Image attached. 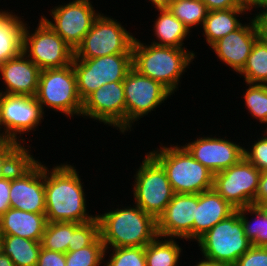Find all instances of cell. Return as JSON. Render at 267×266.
<instances>
[{
    "label": "cell",
    "mask_w": 267,
    "mask_h": 266,
    "mask_svg": "<svg viewBox=\"0 0 267 266\" xmlns=\"http://www.w3.org/2000/svg\"><path fill=\"white\" fill-rule=\"evenodd\" d=\"M44 164V187L47 222L86 223L96 218L87 210L83 179L74 164ZM50 167V168H48ZM88 211V212H87Z\"/></svg>",
    "instance_id": "6da1fadb"
},
{
    "label": "cell",
    "mask_w": 267,
    "mask_h": 266,
    "mask_svg": "<svg viewBox=\"0 0 267 266\" xmlns=\"http://www.w3.org/2000/svg\"><path fill=\"white\" fill-rule=\"evenodd\" d=\"M117 205L98 213L99 234L104 244V255L110 248L145 247L157 236V220L136 204ZM108 250V251H107Z\"/></svg>",
    "instance_id": "7a4b0ae2"
},
{
    "label": "cell",
    "mask_w": 267,
    "mask_h": 266,
    "mask_svg": "<svg viewBox=\"0 0 267 266\" xmlns=\"http://www.w3.org/2000/svg\"><path fill=\"white\" fill-rule=\"evenodd\" d=\"M143 42L138 38L133 42V69L143 76L160 82L174 94L181 87L182 75L193 63L197 52L187 48L157 46Z\"/></svg>",
    "instance_id": "3957f363"
},
{
    "label": "cell",
    "mask_w": 267,
    "mask_h": 266,
    "mask_svg": "<svg viewBox=\"0 0 267 266\" xmlns=\"http://www.w3.org/2000/svg\"><path fill=\"white\" fill-rule=\"evenodd\" d=\"M149 153L162 165L174 193L200 194L213 189L214 174L203 166L183 145H163Z\"/></svg>",
    "instance_id": "277c9868"
},
{
    "label": "cell",
    "mask_w": 267,
    "mask_h": 266,
    "mask_svg": "<svg viewBox=\"0 0 267 266\" xmlns=\"http://www.w3.org/2000/svg\"><path fill=\"white\" fill-rule=\"evenodd\" d=\"M36 100L44 109L63 113L64 116L80 117L82 104L78 90L77 79L72 64L40 71Z\"/></svg>",
    "instance_id": "5b68a950"
},
{
    "label": "cell",
    "mask_w": 267,
    "mask_h": 266,
    "mask_svg": "<svg viewBox=\"0 0 267 266\" xmlns=\"http://www.w3.org/2000/svg\"><path fill=\"white\" fill-rule=\"evenodd\" d=\"M202 258L233 266L251 247L239 212L236 211L214 225L197 241Z\"/></svg>",
    "instance_id": "8992f818"
},
{
    "label": "cell",
    "mask_w": 267,
    "mask_h": 266,
    "mask_svg": "<svg viewBox=\"0 0 267 266\" xmlns=\"http://www.w3.org/2000/svg\"><path fill=\"white\" fill-rule=\"evenodd\" d=\"M132 178L134 204L157 220L175 194L165 169L147 152Z\"/></svg>",
    "instance_id": "52a82bcc"
},
{
    "label": "cell",
    "mask_w": 267,
    "mask_h": 266,
    "mask_svg": "<svg viewBox=\"0 0 267 266\" xmlns=\"http://www.w3.org/2000/svg\"><path fill=\"white\" fill-rule=\"evenodd\" d=\"M135 40L117 19L100 12L90 31L74 51L77 59H91L113 54H132Z\"/></svg>",
    "instance_id": "ba28073f"
},
{
    "label": "cell",
    "mask_w": 267,
    "mask_h": 266,
    "mask_svg": "<svg viewBox=\"0 0 267 266\" xmlns=\"http://www.w3.org/2000/svg\"><path fill=\"white\" fill-rule=\"evenodd\" d=\"M26 22L22 52L41 71L72 64L74 50L41 17L35 30H30L31 27Z\"/></svg>",
    "instance_id": "9c48e42d"
},
{
    "label": "cell",
    "mask_w": 267,
    "mask_h": 266,
    "mask_svg": "<svg viewBox=\"0 0 267 266\" xmlns=\"http://www.w3.org/2000/svg\"><path fill=\"white\" fill-rule=\"evenodd\" d=\"M45 115L35 96L0 94L2 135L5 139L25 144L30 151L32 146H27V138L22 135H31L30 132L36 131Z\"/></svg>",
    "instance_id": "30bf717a"
},
{
    "label": "cell",
    "mask_w": 267,
    "mask_h": 266,
    "mask_svg": "<svg viewBox=\"0 0 267 266\" xmlns=\"http://www.w3.org/2000/svg\"><path fill=\"white\" fill-rule=\"evenodd\" d=\"M78 94L83 101L106 83L124 81L133 68L132 54H113L91 59L73 58Z\"/></svg>",
    "instance_id": "8fae6325"
},
{
    "label": "cell",
    "mask_w": 267,
    "mask_h": 266,
    "mask_svg": "<svg viewBox=\"0 0 267 266\" xmlns=\"http://www.w3.org/2000/svg\"><path fill=\"white\" fill-rule=\"evenodd\" d=\"M30 154L12 173L11 208L45 213L44 163Z\"/></svg>",
    "instance_id": "7c38bea8"
},
{
    "label": "cell",
    "mask_w": 267,
    "mask_h": 266,
    "mask_svg": "<svg viewBox=\"0 0 267 266\" xmlns=\"http://www.w3.org/2000/svg\"><path fill=\"white\" fill-rule=\"evenodd\" d=\"M126 101V133L135 122L156 111L173 94L160 82L131 69L123 81ZM149 114V115H148ZM130 130V131H129Z\"/></svg>",
    "instance_id": "4fadbf2b"
},
{
    "label": "cell",
    "mask_w": 267,
    "mask_h": 266,
    "mask_svg": "<svg viewBox=\"0 0 267 266\" xmlns=\"http://www.w3.org/2000/svg\"><path fill=\"white\" fill-rule=\"evenodd\" d=\"M92 4L91 0H72L52 7L51 18L40 17L75 51L100 14Z\"/></svg>",
    "instance_id": "5bb4252c"
},
{
    "label": "cell",
    "mask_w": 267,
    "mask_h": 266,
    "mask_svg": "<svg viewBox=\"0 0 267 266\" xmlns=\"http://www.w3.org/2000/svg\"><path fill=\"white\" fill-rule=\"evenodd\" d=\"M260 175L243 156L233 166L214 174L213 189L236 209L255 206Z\"/></svg>",
    "instance_id": "9a60e30c"
},
{
    "label": "cell",
    "mask_w": 267,
    "mask_h": 266,
    "mask_svg": "<svg viewBox=\"0 0 267 266\" xmlns=\"http://www.w3.org/2000/svg\"><path fill=\"white\" fill-rule=\"evenodd\" d=\"M81 116L126 132V101L123 81L106 83L89 94L82 104Z\"/></svg>",
    "instance_id": "2e32d148"
},
{
    "label": "cell",
    "mask_w": 267,
    "mask_h": 266,
    "mask_svg": "<svg viewBox=\"0 0 267 266\" xmlns=\"http://www.w3.org/2000/svg\"><path fill=\"white\" fill-rule=\"evenodd\" d=\"M226 137L198 135L195 140L188 141L183 146L195 160L216 174L233 166L243 157L242 143H236L233 139L231 141Z\"/></svg>",
    "instance_id": "e0dca14e"
},
{
    "label": "cell",
    "mask_w": 267,
    "mask_h": 266,
    "mask_svg": "<svg viewBox=\"0 0 267 266\" xmlns=\"http://www.w3.org/2000/svg\"><path fill=\"white\" fill-rule=\"evenodd\" d=\"M197 204L198 194L175 193L157 219L158 236L193 242V224Z\"/></svg>",
    "instance_id": "ac0fdd59"
},
{
    "label": "cell",
    "mask_w": 267,
    "mask_h": 266,
    "mask_svg": "<svg viewBox=\"0 0 267 266\" xmlns=\"http://www.w3.org/2000/svg\"><path fill=\"white\" fill-rule=\"evenodd\" d=\"M246 18L249 23L244 22L237 30L220 38L210 46L217 59L237 75L242 71L255 41L259 38L254 18Z\"/></svg>",
    "instance_id": "d6986e66"
},
{
    "label": "cell",
    "mask_w": 267,
    "mask_h": 266,
    "mask_svg": "<svg viewBox=\"0 0 267 266\" xmlns=\"http://www.w3.org/2000/svg\"><path fill=\"white\" fill-rule=\"evenodd\" d=\"M40 68L23 52L0 65V79L5 85L0 94L35 96Z\"/></svg>",
    "instance_id": "ffe728a7"
},
{
    "label": "cell",
    "mask_w": 267,
    "mask_h": 266,
    "mask_svg": "<svg viewBox=\"0 0 267 266\" xmlns=\"http://www.w3.org/2000/svg\"><path fill=\"white\" fill-rule=\"evenodd\" d=\"M235 211L236 208L214 189L198 194L196 218H194L193 224V242L197 241L214 225L226 219Z\"/></svg>",
    "instance_id": "44dd1931"
},
{
    "label": "cell",
    "mask_w": 267,
    "mask_h": 266,
    "mask_svg": "<svg viewBox=\"0 0 267 266\" xmlns=\"http://www.w3.org/2000/svg\"><path fill=\"white\" fill-rule=\"evenodd\" d=\"M47 224L45 213H30L9 208L0 217V233L41 241Z\"/></svg>",
    "instance_id": "7402d4cb"
},
{
    "label": "cell",
    "mask_w": 267,
    "mask_h": 266,
    "mask_svg": "<svg viewBox=\"0 0 267 266\" xmlns=\"http://www.w3.org/2000/svg\"><path fill=\"white\" fill-rule=\"evenodd\" d=\"M251 7H236L227 10L208 11L207 17L202 25V35L206 40L207 46H211L220 38L237 30L242 24L244 14H251ZM241 21V22H240Z\"/></svg>",
    "instance_id": "603a6c76"
},
{
    "label": "cell",
    "mask_w": 267,
    "mask_h": 266,
    "mask_svg": "<svg viewBox=\"0 0 267 266\" xmlns=\"http://www.w3.org/2000/svg\"><path fill=\"white\" fill-rule=\"evenodd\" d=\"M159 14L153 24L151 44L174 48H186L184 41L190 36V31L179 21L168 8L155 9Z\"/></svg>",
    "instance_id": "cb8c5ba5"
},
{
    "label": "cell",
    "mask_w": 267,
    "mask_h": 266,
    "mask_svg": "<svg viewBox=\"0 0 267 266\" xmlns=\"http://www.w3.org/2000/svg\"><path fill=\"white\" fill-rule=\"evenodd\" d=\"M21 17L13 12L0 25V65L22 52L25 20Z\"/></svg>",
    "instance_id": "d4e9b609"
},
{
    "label": "cell",
    "mask_w": 267,
    "mask_h": 266,
    "mask_svg": "<svg viewBox=\"0 0 267 266\" xmlns=\"http://www.w3.org/2000/svg\"><path fill=\"white\" fill-rule=\"evenodd\" d=\"M41 242L15 235H2V253L14 262L15 266H37Z\"/></svg>",
    "instance_id": "484cf974"
},
{
    "label": "cell",
    "mask_w": 267,
    "mask_h": 266,
    "mask_svg": "<svg viewBox=\"0 0 267 266\" xmlns=\"http://www.w3.org/2000/svg\"><path fill=\"white\" fill-rule=\"evenodd\" d=\"M177 242L176 238L157 236L145 246L146 266H179L183 249Z\"/></svg>",
    "instance_id": "4316f807"
},
{
    "label": "cell",
    "mask_w": 267,
    "mask_h": 266,
    "mask_svg": "<svg viewBox=\"0 0 267 266\" xmlns=\"http://www.w3.org/2000/svg\"><path fill=\"white\" fill-rule=\"evenodd\" d=\"M237 210L243 223L245 235L251 241L252 246L267 247L266 212L261 207L254 205L238 208Z\"/></svg>",
    "instance_id": "83f0119b"
},
{
    "label": "cell",
    "mask_w": 267,
    "mask_h": 266,
    "mask_svg": "<svg viewBox=\"0 0 267 266\" xmlns=\"http://www.w3.org/2000/svg\"><path fill=\"white\" fill-rule=\"evenodd\" d=\"M245 83L267 84V43L258 38L239 73Z\"/></svg>",
    "instance_id": "f1b7e54d"
},
{
    "label": "cell",
    "mask_w": 267,
    "mask_h": 266,
    "mask_svg": "<svg viewBox=\"0 0 267 266\" xmlns=\"http://www.w3.org/2000/svg\"><path fill=\"white\" fill-rule=\"evenodd\" d=\"M76 222H47L41 239V247L59 253H67L73 231L79 226Z\"/></svg>",
    "instance_id": "f546056e"
},
{
    "label": "cell",
    "mask_w": 267,
    "mask_h": 266,
    "mask_svg": "<svg viewBox=\"0 0 267 266\" xmlns=\"http://www.w3.org/2000/svg\"><path fill=\"white\" fill-rule=\"evenodd\" d=\"M169 11L184 26L192 32V28L202 27L208 13L206 5L201 0H173L168 7Z\"/></svg>",
    "instance_id": "4dcf8cb0"
},
{
    "label": "cell",
    "mask_w": 267,
    "mask_h": 266,
    "mask_svg": "<svg viewBox=\"0 0 267 266\" xmlns=\"http://www.w3.org/2000/svg\"><path fill=\"white\" fill-rule=\"evenodd\" d=\"M246 86L243 99L247 112L267 129V84L246 83Z\"/></svg>",
    "instance_id": "1f68e13d"
},
{
    "label": "cell",
    "mask_w": 267,
    "mask_h": 266,
    "mask_svg": "<svg viewBox=\"0 0 267 266\" xmlns=\"http://www.w3.org/2000/svg\"><path fill=\"white\" fill-rule=\"evenodd\" d=\"M21 143L5 139L0 144V179L10 175L30 154Z\"/></svg>",
    "instance_id": "d6a6232c"
},
{
    "label": "cell",
    "mask_w": 267,
    "mask_h": 266,
    "mask_svg": "<svg viewBox=\"0 0 267 266\" xmlns=\"http://www.w3.org/2000/svg\"><path fill=\"white\" fill-rule=\"evenodd\" d=\"M104 244L99 236L91 245L65 253L66 266H103Z\"/></svg>",
    "instance_id": "836d02e7"
},
{
    "label": "cell",
    "mask_w": 267,
    "mask_h": 266,
    "mask_svg": "<svg viewBox=\"0 0 267 266\" xmlns=\"http://www.w3.org/2000/svg\"><path fill=\"white\" fill-rule=\"evenodd\" d=\"M113 250V251H112ZM103 266H146L145 247L111 248Z\"/></svg>",
    "instance_id": "e575fe53"
},
{
    "label": "cell",
    "mask_w": 267,
    "mask_h": 266,
    "mask_svg": "<svg viewBox=\"0 0 267 266\" xmlns=\"http://www.w3.org/2000/svg\"><path fill=\"white\" fill-rule=\"evenodd\" d=\"M99 236V221L97 217L89 222L81 223L72 233V240L68 245V251H76L89 246Z\"/></svg>",
    "instance_id": "d590c367"
},
{
    "label": "cell",
    "mask_w": 267,
    "mask_h": 266,
    "mask_svg": "<svg viewBox=\"0 0 267 266\" xmlns=\"http://www.w3.org/2000/svg\"><path fill=\"white\" fill-rule=\"evenodd\" d=\"M263 132L248 148H243V156L260 172H267V129L263 128Z\"/></svg>",
    "instance_id": "8d00e7d4"
},
{
    "label": "cell",
    "mask_w": 267,
    "mask_h": 266,
    "mask_svg": "<svg viewBox=\"0 0 267 266\" xmlns=\"http://www.w3.org/2000/svg\"><path fill=\"white\" fill-rule=\"evenodd\" d=\"M233 266H267V247L252 246Z\"/></svg>",
    "instance_id": "74e56055"
},
{
    "label": "cell",
    "mask_w": 267,
    "mask_h": 266,
    "mask_svg": "<svg viewBox=\"0 0 267 266\" xmlns=\"http://www.w3.org/2000/svg\"><path fill=\"white\" fill-rule=\"evenodd\" d=\"M37 266H66L65 253L41 248Z\"/></svg>",
    "instance_id": "f35d334b"
},
{
    "label": "cell",
    "mask_w": 267,
    "mask_h": 266,
    "mask_svg": "<svg viewBox=\"0 0 267 266\" xmlns=\"http://www.w3.org/2000/svg\"><path fill=\"white\" fill-rule=\"evenodd\" d=\"M208 11L227 10L236 7H251L250 0H201Z\"/></svg>",
    "instance_id": "ab89813d"
},
{
    "label": "cell",
    "mask_w": 267,
    "mask_h": 266,
    "mask_svg": "<svg viewBox=\"0 0 267 266\" xmlns=\"http://www.w3.org/2000/svg\"><path fill=\"white\" fill-rule=\"evenodd\" d=\"M11 174L0 179V217L11 208L10 204Z\"/></svg>",
    "instance_id": "60d3db41"
},
{
    "label": "cell",
    "mask_w": 267,
    "mask_h": 266,
    "mask_svg": "<svg viewBox=\"0 0 267 266\" xmlns=\"http://www.w3.org/2000/svg\"><path fill=\"white\" fill-rule=\"evenodd\" d=\"M264 203H267V172H261L255 195V206L261 207Z\"/></svg>",
    "instance_id": "b9f144b4"
},
{
    "label": "cell",
    "mask_w": 267,
    "mask_h": 266,
    "mask_svg": "<svg viewBox=\"0 0 267 266\" xmlns=\"http://www.w3.org/2000/svg\"><path fill=\"white\" fill-rule=\"evenodd\" d=\"M256 13L251 15H253L252 17L255 20L259 38L267 43V11H259Z\"/></svg>",
    "instance_id": "7bdbcfd3"
},
{
    "label": "cell",
    "mask_w": 267,
    "mask_h": 266,
    "mask_svg": "<svg viewBox=\"0 0 267 266\" xmlns=\"http://www.w3.org/2000/svg\"><path fill=\"white\" fill-rule=\"evenodd\" d=\"M250 4L251 10L255 9V11H267V0H250Z\"/></svg>",
    "instance_id": "ee69618b"
},
{
    "label": "cell",
    "mask_w": 267,
    "mask_h": 266,
    "mask_svg": "<svg viewBox=\"0 0 267 266\" xmlns=\"http://www.w3.org/2000/svg\"><path fill=\"white\" fill-rule=\"evenodd\" d=\"M173 0H149L155 9H165L168 8Z\"/></svg>",
    "instance_id": "f6af8a7d"
},
{
    "label": "cell",
    "mask_w": 267,
    "mask_h": 266,
    "mask_svg": "<svg viewBox=\"0 0 267 266\" xmlns=\"http://www.w3.org/2000/svg\"><path fill=\"white\" fill-rule=\"evenodd\" d=\"M193 266H229V265L223 263L211 262L203 258L202 259L199 258V261L197 260V262H195V265Z\"/></svg>",
    "instance_id": "bcb514c9"
},
{
    "label": "cell",
    "mask_w": 267,
    "mask_h": 266,
    "mask_svg": "<svg viewBox=\"0 0 267 266\" xmlns=\"http://www.w3.org/2000/svg\"><path fill=\"white\" fill-rule=\"evenodd\" d=\"M0 266H15L14 262L8 257V255L0 253Z\"/></svg>",
    "instance_id": "7dc6e473"
},
{
    "label": "cell",
    "mask_w": 267,
    "mask_h": 266,
    "mask_svg": "<svg viewBox=\"0 0 267 266\" xmlns=\"http://www.w3.org/2000/svg\"><path fill=\"white\" fill-rule=\"evenodd\" d=\"M13 13V10L0 9V25Z\"/></svg>",
    "instance_id": "c3c4849f"
},
{
    "label": "cell",
    "mask_w": 267,
    "mask_h": 266,
    "mask_svg": "<svg viewBox=\"0 0 267 266\" xmlns=\"http://www.w3.org/2000/svg\"><path fill=\"white\" fill-rule=\"evenodd\" d=\"M261 208L266 212L267 214V203H264Z\"/></svg>",
    "instance_id": "681fc988"
},
{
    "label": "cell",
    "mask_w": 267,
    "mask_h": 266,
    "mask_svg": "<svg viewBox=\"0 0 267 266\" xmlns=\"http://www.w3.org/2000/svg\"><path fill=\"white\" fill-rule=\"evenodd\" d=\"M5 140V137L2 135L1 131H0V144Z\"/></svg>",
    "instance_id": "f907efd6"
},
{
    "label": "cell",
    "mask_w": 267,
    "mask_h": 266,
    "mask_svg": "<svg viewBox=\"0 0 267 266\" xmlns=\"http://www.w3.org/2000/svg\"><path fill=\"white\" fill-rule=\"evenodd\" d=\"M1 249H2V234L0 233V253L2 252Z\"/></svg>",
    "instance_id": "816d5d0a"
}]
</instances>
